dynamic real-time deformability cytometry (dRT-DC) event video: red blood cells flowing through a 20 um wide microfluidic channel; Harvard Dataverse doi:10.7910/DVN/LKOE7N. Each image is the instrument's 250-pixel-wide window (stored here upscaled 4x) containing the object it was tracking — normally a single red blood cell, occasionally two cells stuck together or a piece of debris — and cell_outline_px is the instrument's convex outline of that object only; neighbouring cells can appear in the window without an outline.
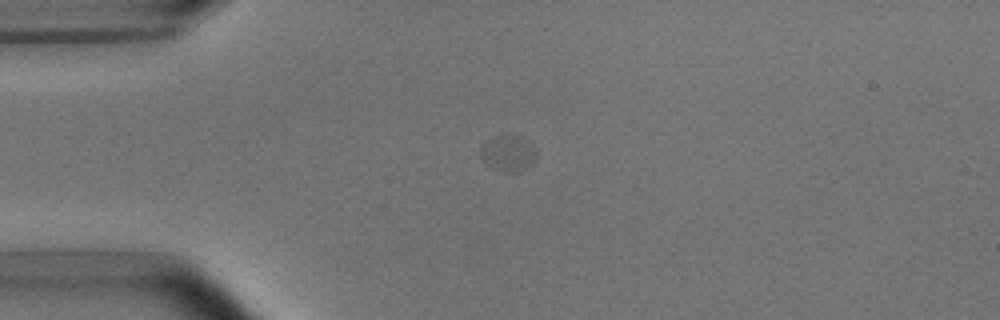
{"species": "common noctule bat (a hibernating species)", "species_latin": "Nyctalus noctula", "temperature_condition": "room temperature", "stored_images_in_passage": 2, "camera_frame_rate_fps": 3000, "um_per_image_px": 0.085, "animal": {"sex": "male", "body_mass_g": 15.6}, "frame": {"image": 1, "passage_image": 1, "time_ms": 0.0, "image_size_px": [1000, 320], "cell_outline_px": [[536, 160], [532, 164], [524, 168], [492, 168], [480, 156], [480, 148], [492, 136], [516, 136], [528, 140], [532, 144], [536, 152]], "centroid_in_image_um": [43.2, 12.95], "position_along_channel_um": 41.8, "area_um2": 10.92}}